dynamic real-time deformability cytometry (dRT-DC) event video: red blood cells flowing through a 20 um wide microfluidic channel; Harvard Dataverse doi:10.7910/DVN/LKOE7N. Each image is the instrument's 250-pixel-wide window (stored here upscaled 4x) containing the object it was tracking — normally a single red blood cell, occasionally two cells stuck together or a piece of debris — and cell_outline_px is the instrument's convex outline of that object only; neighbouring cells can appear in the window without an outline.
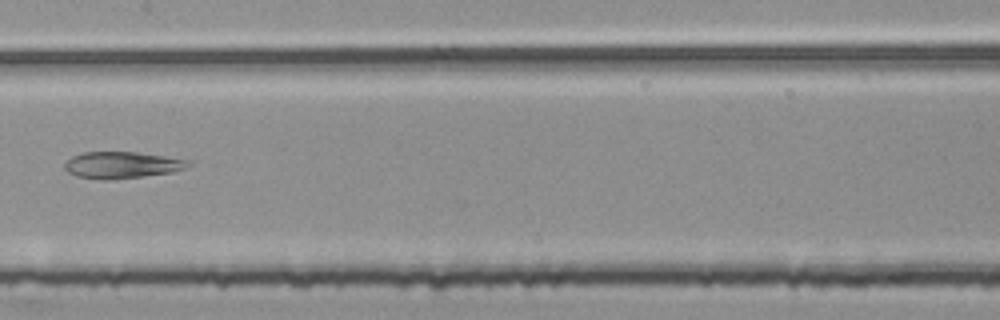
{"species": "common noctule bat (a hibernating species)", "species_latin": "Nyctalus noctula", "temperature_condition": "room temperature", "stored_images_in_passage": 4, "camera_frame_rate_fps": 3000, "um_per_image_px": 0.085, "animal": {"sex": "female", "body_mass_g": 25.1}, "frame": {"image": 1, "passage_image": 4, "time_ms": 1.0, "image_size_px": [1000, 320], "cell_outline_px": [[192, 164], [184, 168], [172, 172], [112, 180], [100, 180], [76, 176], [68, 172], [64, 168], [64, 164], [72, 156], [84, 152], [136, 152], [192, 160]], "centroid_in_image_um": [10.36, 14.03], "position_along_channel_um": 197.0, "area_um2": 19.25}}